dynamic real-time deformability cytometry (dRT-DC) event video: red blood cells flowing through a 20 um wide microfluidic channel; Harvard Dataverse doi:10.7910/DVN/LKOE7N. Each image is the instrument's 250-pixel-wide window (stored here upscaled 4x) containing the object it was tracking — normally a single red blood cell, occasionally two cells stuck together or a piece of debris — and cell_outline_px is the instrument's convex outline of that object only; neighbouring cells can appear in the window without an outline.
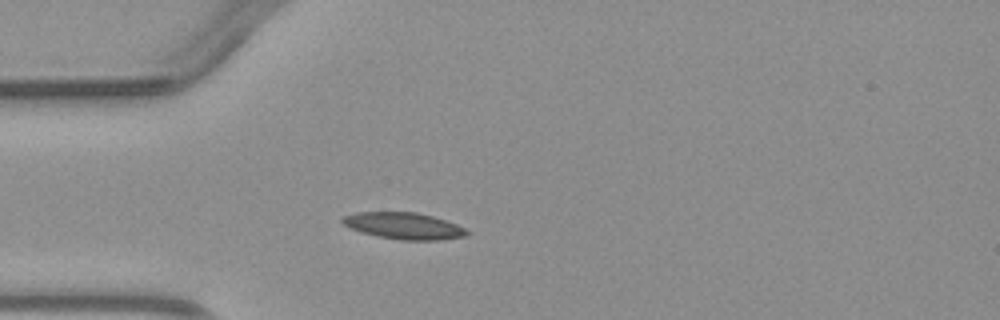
{"species": "common noctule bat (a hibernating species)", "species_latin": "Nyctalus noctula", "temperature_condition": "warm", "stored_images_in_passage": 1, "camera_frame_rate_fps": 3000, "um_per_image_px": 0.085, "animal": {"sex": "male", "body_mass_g": 23.1, "forearm_length_mm": 52.7}, "frame": {"image": 1, "passage_image": 1, "time_ms": 0.0, "image_size_px": [1000, 320], "cell_outline_px": [[472, 232], [464, 236], [440, 240], [400, 240], [376, 236], [352, 228], [344, 224], [340, 220], [344, 216], [356, 212], [416, 212], [432, 216], [456, 224]], "centroid_in_image_um": [34.34, 19.2], "position_along_channel_um": 50.7, "area_um2": 19.13}}